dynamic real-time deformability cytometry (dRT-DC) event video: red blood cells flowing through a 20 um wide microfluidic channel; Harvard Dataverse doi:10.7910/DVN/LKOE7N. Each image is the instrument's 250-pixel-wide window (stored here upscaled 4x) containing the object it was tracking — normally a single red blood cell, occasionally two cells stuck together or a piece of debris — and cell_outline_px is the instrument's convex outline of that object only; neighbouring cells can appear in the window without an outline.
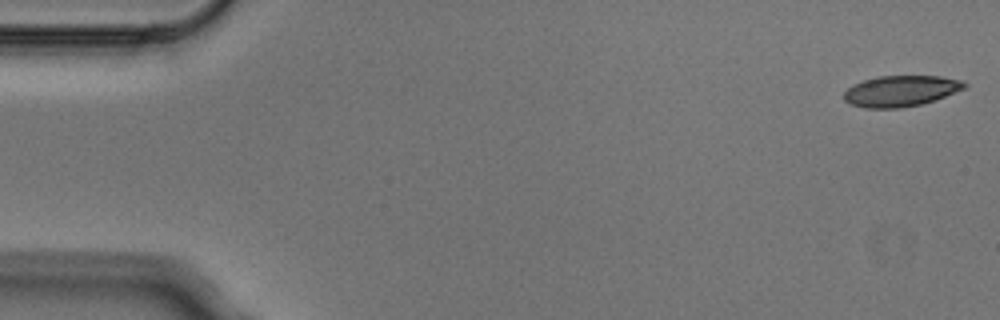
{"species": "Egyptian fruit bat (a non-hibernating species)", "species_latin": "Rousettus aegyptiacus", "temperature_condition": "cold", "stored_images_in_passage": 6, "segment_of_instrument_passage": [1, 2], "camera_frame_rate_fps": 3000, "um_per_image_px": 0.085, "animal": {"sex": "male"}, "frame": {"image": 1, "passage_image": 1, "time_ms": 0.0, "image_size_px": [1000, 320], "cell_outline_px": [[968, 84], [964, 88], [944, 96], [920, 104], [900, 108], [864, 108], [852, 104], [844, 100], [844, 92], [848, 88], [864, 80], [876, 76], [940, 76], [964, 80]], "centroid_in_image_um": [76.57, 7.72], "position_along_channel_um": 8.4, "area_um2": 21.5}}
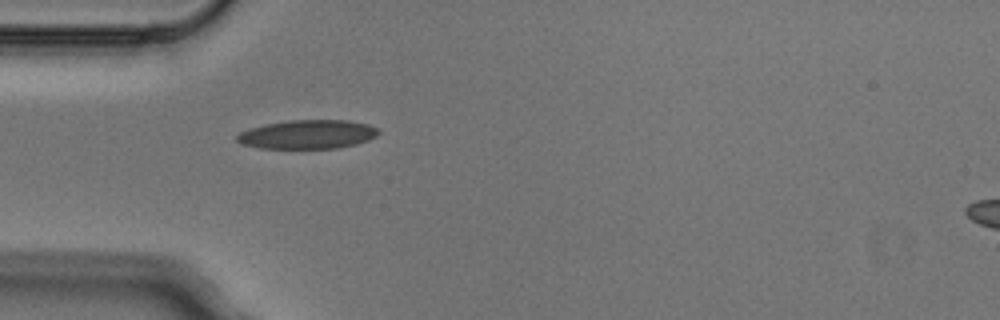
{"frame": {"image": 2, "passage_image": 5, "time_ms": 1.333, "image_size_px": [1000, 320], "cell_outline_px": [[380, 132], [376, 136], [368, 140], [356, 144], [336, 148], [260, 148], [244, 144], [236, 140], [236, 136], [240, 132], [264, 124], [288, 120], [348, 120], [368, 124], [380, 128]], "centroid_in_image_um": [26.19, 11.41], "position_along_channel_um": 58.8, "area_um2": 23.81}}